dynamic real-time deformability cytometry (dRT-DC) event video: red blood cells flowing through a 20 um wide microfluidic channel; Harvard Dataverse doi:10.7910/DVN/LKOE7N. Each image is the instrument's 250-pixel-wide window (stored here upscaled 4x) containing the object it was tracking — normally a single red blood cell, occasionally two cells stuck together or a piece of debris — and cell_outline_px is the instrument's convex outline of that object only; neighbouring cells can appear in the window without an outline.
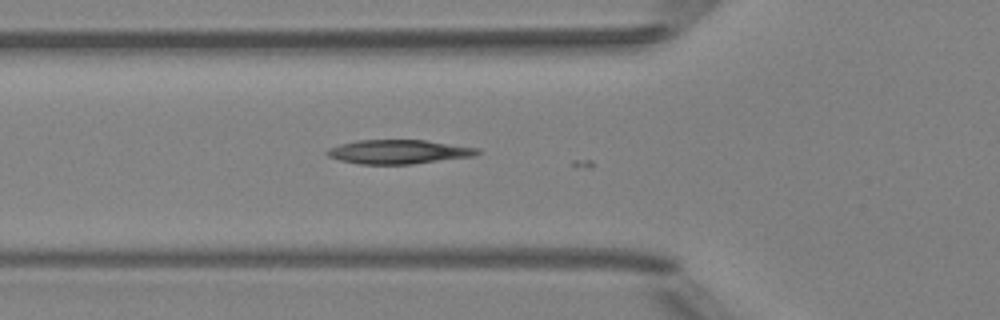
{"species": "Egyptian fruit bat (a non-hibernating species)", "species_latin": "Rousettus aegyptiacus", "temperature_condition": "room temperature", "stored_images_in_passage": 5, "camera_frame_rate_fps": 3000, "um_per_image_px": 0.085, "animal": {"sex": "female"}, "frame": {"image": 1, "passage_image": 3, "time_ms": 0.667, "image_size_px": [1000, 320], "cell_outline_px": [[484, 152], [476, 156], [412, 164], [360, 164], [340, 160], [328, 156], [324, 152], [328, 148], [340, 144], [356, 140], [424, 140], [480, 148]], "centroid_in_image_um": [33.92, 12.9], "position_along_channel_um": 91.9, "area_um2": 21.27}}